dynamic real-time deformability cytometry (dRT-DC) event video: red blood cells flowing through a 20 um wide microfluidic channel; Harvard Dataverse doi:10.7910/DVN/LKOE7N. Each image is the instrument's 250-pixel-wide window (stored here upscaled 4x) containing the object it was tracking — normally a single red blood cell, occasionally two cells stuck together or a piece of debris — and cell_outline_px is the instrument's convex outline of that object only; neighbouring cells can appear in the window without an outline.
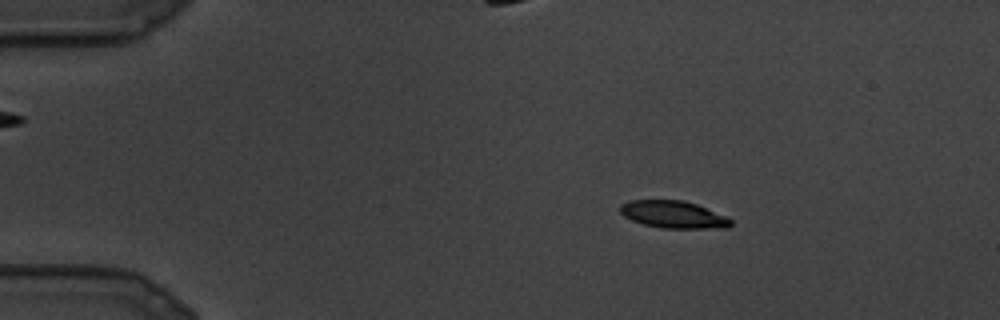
{"species": "common noctule bat (a hibernating species)", "species_latin": "Nyctalus noctula", "temperature_condition": "cold", "stored_images_in_passage": 11, "camera_frame_rate_fps": 3000, "um_per_image_px": 0.085, "animal": {"sex": "male", "body_mass_g": 19.5, "forearm_length_mm": 54.6}, "frame": {"image": 1, "passage_image": 4, "time_ms": 1.0, "image_size_px": [1000, 320], "cell_outline_px": [[732, 224], [728, 228], [660, 228], [644, 224], [632, 220], [624, 216], [620, 212], [620, 204], [628, 200], [684, 200], [696, 204], [728, 216], [732, 220]], "centroid_in_image_um": [57.26, 18.23], "position_along_channel_um": 27.7, "area_um2": 17.74}}
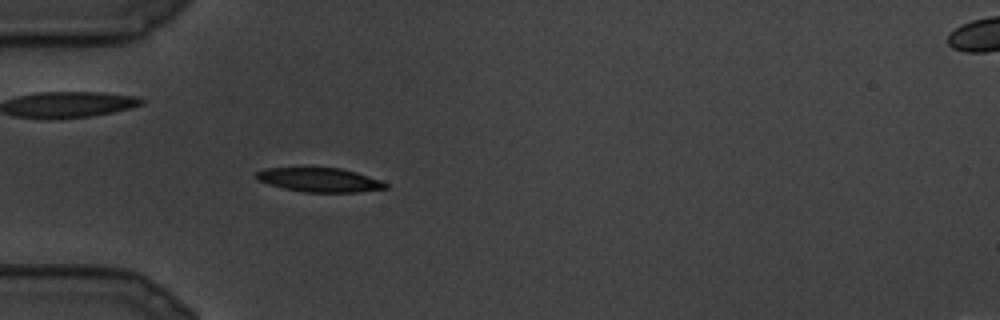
{"frame": {"image": 2, "passage_image": 8, "time_ms": 2.333, "image_size_px": [1000, 320], "cell_outline_px": [[388, 188], [356, 192], [304, 192], [284, 188], [268, 184], [256, 180], [256, 172], [264, 168], [340, 168], [356, 172], [380, 180], [388, 184]], "centroid_in_image_um": [27.14, 15.29], "position_along_channel_um": 57.9, "area_um2": 18.03}}
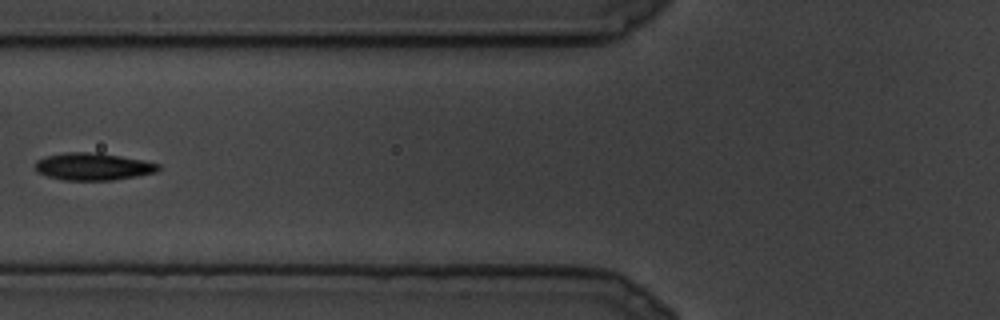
{"frame": {"image": 3, "passage_image": 10, "time_ms": 3.0, "image_size_px": [1000, 320], "cell_outline_px": [[160, 168], [156, 172], [136, 176], [112, 180], [64, 180], [48, 176], [36, 172], [32, 164], [36, 160], [44, 156], [64, 152], [100, 152], [144, 160], [160, 164]], "centroid_in_image_um": [7.86, 14.14], "position_along_channel_um": 117.9, "area_um2": 19.94}}